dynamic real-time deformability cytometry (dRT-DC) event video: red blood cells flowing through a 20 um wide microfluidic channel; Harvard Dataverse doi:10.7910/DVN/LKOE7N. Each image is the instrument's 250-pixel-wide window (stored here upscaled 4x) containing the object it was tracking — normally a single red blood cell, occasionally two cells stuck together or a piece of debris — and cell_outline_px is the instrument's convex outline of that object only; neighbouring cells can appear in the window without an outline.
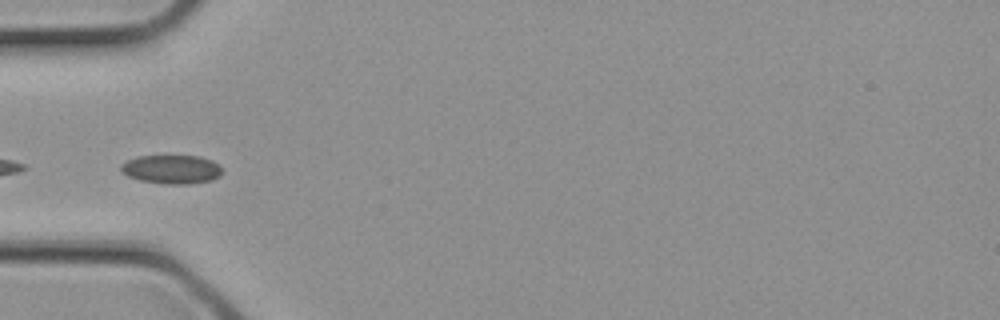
{"species": "common noctule bat (a hibernating species)", "species_latin": "Nyctalus noctula", "temperature_condition": "cold", "stored_images_in_passage": 17, "camera_frame_rate_fps": 3000, "um_per_image_px": 0.085, "animal": {"sex": "female", "body_mass_g": 21.9}, "frame": {"image": 1, "passage_image": 10, "time_ms": 3.0, "image_size_px": [1000, 320], "cell_outline_px": [[220, 176], [212, 180], [192, 184], [164, 184], [140, 180], [128, 176], [120, 172], [120, 164], [136, 156], [164, 152], [200, 156], [212, 160], [220, 164]], "centroid_in_image_um": [14.55, 14.33], "position_along_channel_um": 70.4, "area_um2": 18.09}}
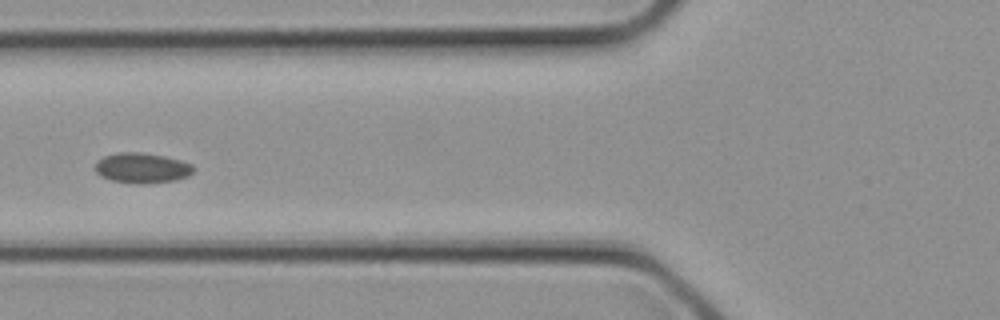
{"frame": {"image": 2, "passage_image": 12, "time_ms": 3.667, "image_size_px": [1000, 320], "cell_outline_px": [[196, 168], [188, 176], [172, 180], [112, 180], [100, 176], [96, 172], [96, 160], [104, 156], [120, 152], [140, 152], [164, 156], [180, 160], [192, 164]], "centroid_in_image_um": [12.06, 14.2], "position_along_channel_um": 113.7, "area_um2": 16.3}}